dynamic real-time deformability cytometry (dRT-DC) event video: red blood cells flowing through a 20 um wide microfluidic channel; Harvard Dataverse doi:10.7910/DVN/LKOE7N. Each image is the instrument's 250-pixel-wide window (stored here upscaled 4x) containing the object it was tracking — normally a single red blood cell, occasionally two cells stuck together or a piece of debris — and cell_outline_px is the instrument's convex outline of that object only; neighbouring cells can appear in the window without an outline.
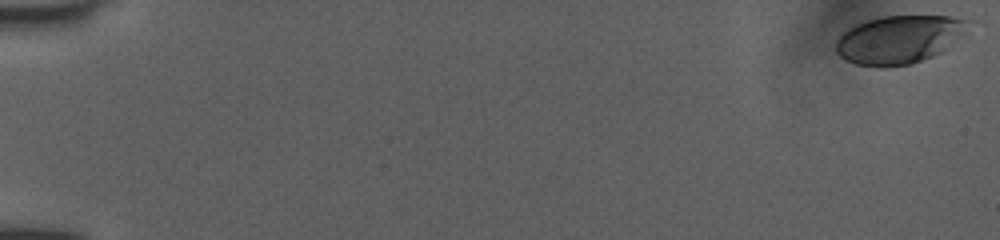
{"species": "human", "species_latin": "Homo sapiens", "temperature_condition": "room temperature", "stored_images_in_passage": 24, "camera_frame_rate_fps": 3000, "um_per_image_px": 0.085, "donor": {"sex": "female"}, "frame": {"image": 1, "passage_image": 1, "time_ms": 0.0, "image_size_px": [1000, 240], "cell_outline_px": [[976, 20], [940, 52], [932, 56], [908, 64], [856, 64], [840, 56], [836, 52], [836, 40], [848, 28], [856, 24], [880, 16], [948, 16]], "centroid_in_image_um": [76.42, 3.29], "position_along_channel_um": 8.6, "area_um2": 36.01}}
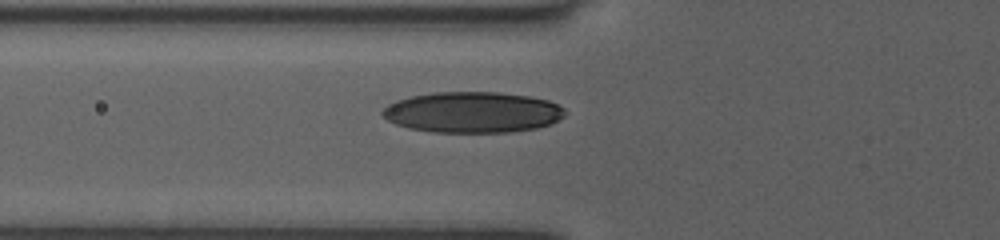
{"frame": {"image": 2, "passage_image": 18, "time_ms": 6.667, "image_size_px": [1000, 240], "cell_outline_px": [[564, 116], [548, 124], [536, 128], [512, 132], [432, 132], [408, 128], [396, 124], [388, 120], [380, 112], [388, 104], [396, 100], [412, 96], [432, 92], [496, 92], [528, 96], [548, 100], [564, 108]], "centroid_in_image_um": [40.13, 9.54], "position_along_channel_um": 85.7, "area_um2": 43.35}}
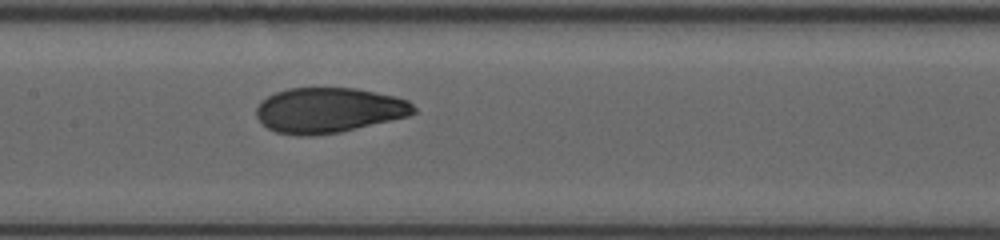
{"frame": {"image": 3, "passage_image": 24, "time_ms": 9.0, "image_size_px": [1000, 240], "cell_outline_px": [[416, 112], [408, 116], [340, 132], [316, 136], [296, 136], [276, 132], [268, 128], [256, 116], [256, 108], [260, 100], [276, 92], [288, 88], [356, 88], [396, 96], [408, 100], [416, 108]], "centroid_in_image_um": [27.93, 9.37], "position_along_channel_um": 179.5, "area_um2": 41.62}}